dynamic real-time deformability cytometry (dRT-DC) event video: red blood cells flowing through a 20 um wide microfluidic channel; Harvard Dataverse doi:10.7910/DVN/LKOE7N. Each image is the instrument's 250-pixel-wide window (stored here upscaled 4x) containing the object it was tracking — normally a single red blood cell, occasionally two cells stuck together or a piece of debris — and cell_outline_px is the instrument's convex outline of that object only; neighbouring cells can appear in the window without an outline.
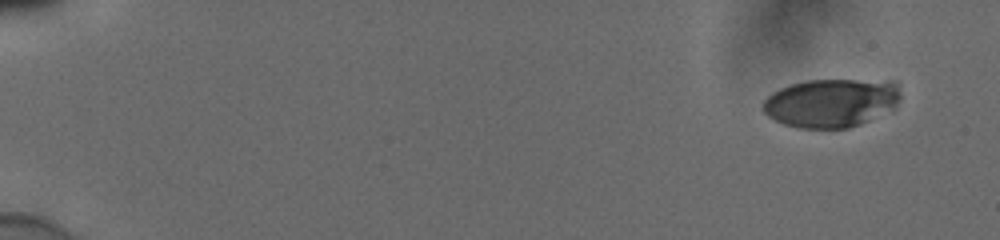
{"species": "human", "species_latin": "Homo sapiens", "temperature_condition": "cold", "stored_images_in_passage": 17, "camera_frame_rate_fps": 3000, "um_per_image_px": 0.085, "donor": {"sex": "male"}, "frame": {"image": 1, "passage_image": 1, "time_ms": 0.0, "image_size_px": [1000, 240], "cell_outline_px": [[900, 100], [892, 108], [860, 124], [848, 128], [796, 128], [784, 124], [768, 116], [760, 108], [760, 104], [772, 92], [780, 88], [792, 84], [808, 80], [900, 80]], "centroid_in_image_um": [70.66, 8.72], "position_along_channel_um": 14.3, "area_um2": 39.3}}